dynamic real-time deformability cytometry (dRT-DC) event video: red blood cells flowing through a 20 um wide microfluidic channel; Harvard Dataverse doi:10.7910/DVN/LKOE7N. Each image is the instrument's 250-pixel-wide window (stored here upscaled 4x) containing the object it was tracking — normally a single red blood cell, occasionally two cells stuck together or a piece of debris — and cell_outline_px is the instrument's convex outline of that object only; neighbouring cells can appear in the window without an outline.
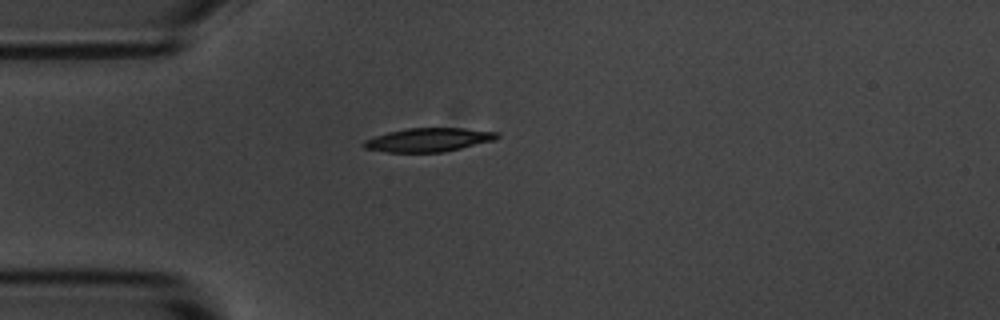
{"species": "common noctule bat (a hibernating species)", "species_latin": "Nyctalus noctula", "temperature_condition": "room temperature", "stored_images_in_passage": 1, "camera_frame_rate_fps": 3000, "um_per_image_px": 0.085, "animal": {"sex": "male", "body_mass_g": 20.1, "forearm_length_mm": 53.5}, "frame": {"image": 1, "passage_image": 1, "time_ms": 0.0, "image_size_px": [1000, 320], "cell_outline_px": [[500, 136], [496, 140], [444, 152], [388, 152], [364, 148], [360, 144], [364, 140], [388, 132], [408, 128], [464, 128], [500, 132]], "centroid_in_image_um": [36.46, 11.88], "position_along_channel_um": 48.5, "area_um2": 18.5}}